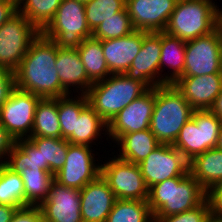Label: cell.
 Segmentation results:
<instances>
[{"mask_svg":"<svg viewBox=\"0 0 222 222\" xmlns=\"http://www.w3.org/2000/svg\"><path fill=\"white\" fill-rule=\"evenodd\" d=\"M216 148L219 150H222V125H221L219 133H218Z\"/></svg>","mask_w":222,"mask_h":222,"instance_id":"cell-45","label":"cell"},{"mask_svg":"<svg viewBox=\"0 0 222 222\" xmlns=\"http://www.w3.org/2000/svg\"><path fill=\"white\" fill-rule=\"evenodd\" d=\"M193 110L173 84L157 86L149 129L161 144L173 145Z\"/></svg>","mask_w":222,"mask_h":222,"instance_id":"cell-3","label":"cell"},{"mask_svg":"<svg viewBox=\"0 0 222 222\" xmlns=\"http://www.w3.org/2000/svg\"><path fill=\"white\" fill-rule=\"evenodd\" d=\"M115 143L121 147L118 158L134 164H139L161 144L150 129L123 134Z\"/></svg>","mask_w":222,"mask_h":222,"instance_id":"cell-24","label":"cell"},{"mask_svg":"<svg viewBox=\"0 0 222 222\" xmlns=\"http://www.w3.org/2000/svg\"><path fill=\"white\" fill-rule=\"evenodd\" d=\"M206 199L210 205L211 216L222 219V183L211 187L206 192Z\"/></svg>","mask_w":222,"mask_h":222,"instance_id":"cell-40","label":"cell"},{"mask_svg":"<svg viewBox=\"0 0 222 222\" xmlns=\"http://www.w3.org/2000/svg\"><path fill=\"white\" fill-rule=\"evenodd\" d=\"M135 31L127 8L104 20L93 32L92 37L99 40L117 39Z\"/></svg>","mask_w":222,"mask_h":222,"instance_id":"cell-35","label":"cell"},{"mask_svg":"<svg viewBox=\"0 0 222 222\" xmlns=\"http://www.w3.org/2000/svg\"><path fill=\"white\" fill-rule=\"evenodd\" d=\"M40 99L38 95L16 88L0 108V125L14 140L31 136L35 109Z\"/></svg>","mask_w":222,"mask_h":222,"instance_id":"cell-11","label":"cell"},{"mask_svg":"<svg viewBox=\"0 0 222 222\" xmlns=\"http://www.w3.org/2000/svg\"><path fill=\"white\" fill-rule=\"evenodd\" d=\"M56 60V43L40 33L14 71L16 88L41 98L67 96L55 67Z\"/></svg>","mask_w":222,"mask_h":222,"instance_id":"cell-1","label":"cell"},{"mask_svg":"<svg viewBox=\"0 0 222 222\" xmlns=\"http://www.w3.org/2000/svg\"><path fill=\"white\" fill-rule=\"evenodd\" d=\"M101 134L107 135V124L88 104L76 118L75 131L66 140L71 144L92 146Z\"/></svg>","mask_w":222,"mask_h":222,"instance_id":"cell-26","label":"cell"},{"mask_svg":"<svg viewBox=\"0 0 222 222\" xmlns=\"http://www.w3.org/2000/svg\"><path fill=\"white\" fill-rule=\"evenodd\" d=\"M155 103V88L133 100L108 124L106 137L116 142L123 134L149 129Z\"/></svg>","mask_w":222,"mask_h":222,"instance_id":"cell-15","label":"cell"},{"mask_svg":"<svg viewBox=\"0 0 222 222\" xmlns=\"http://www.w3.org/2000/svg\"><path fill=\"white\" fill-rule=\"evenodd\" d=\"M0 204L25 207L24 183L18 173L0 164Z\"/></svg>","mask_w":222,"mask_h":222,"instance_id":"cell-33","label":"cell"},{"mask_svg":"<svg viewBox=\"0 0 222 222\" xmlns=\"http://www.w3.org/2000/svg\"><path fill=\"white\" fill-rule=\"evenodd\" d=\"M213 0H177L167 34L187 42L213 32L219 26V7Z\"/></svg>","mask_w":222,"mask_h":222,"instance_id":"cell-5","label":"cell"},{"mask_svg":"<svg viewBox=\"0 0 222 222\" xmlns=\"http://www.w3.org/2000/svg\"><path fill=\"white\" fill-rule=\"evenodd\" d=\"M71 98L69 95L57 98L59 123L61 126L62 138L67 139L74 131L76 118L80 112L89 104L86 95L79 94Z\"/></svg>","mask_w":222,"mask_h":222,"instance_id":"cell-34","label":"cell"},{"mask_svg":"<svg viewBox=\"0 0 222 222\" xmlns=\"http://www.w3.org/2000/svg\"><path fill=\"white\" fill-rule=\"evenodd\" d=\"M77 50L88 78L93 83L111 75L103 54L101 40L93 37L86 38Z\"/></svg>","mask_w":222,"mask_h":222,"instance_id":"cell-27","label":"cell"},{"mask_svg":"<svg viewBox=\"0 0 222 222\" xmlns=\"http://www.w3.org/2000/svg\"><path fill=\"white\" fill-rule=\"evenodd\" d=\"M219 27L222 29V9H219Z\"/></svg>","mask_w":222,"mask_h":222,"instance_id":"cell-46","label":"cell"},{"mask_svg":"<svg viewBox=\"0 0 222 222\" xmlns=\"http://www.w3.org/2000/svg\"><path fill=\"white\" fill-rule=\"evenodd\" d=\"M148 188L173 177H185L189 173V161L170 144H160L139 164Z\"/></svg>","mask_w":222,"mask_h":222,"instance_id":"cell-12","label":"cell"},{"mask_svg":"<svg viewBox=\"0 0 222 222\" xmlns=\"http://www.w3.org/2000/svg\"><path fill=\"white\" fill-rule=\"evenodd\" d=\"M116 197L101 174L80 191V211L83 222H106Z\"/></svg>","mask_w":222,"mask_h":222,"instance_id":"cell-18","label":"cell"},{"mask_svg":"<svg viewBox=\"0 0 222 222\" xmlns=\"http://www.w3.org/2000/svg\"><path fill=\"white\" fill-rule=\"evenodd\" d=\"M18 207L0 204V222H10Z\"/></svg>","mask_w":222,"mask_h":222,"instance_id":"cell-43","label":"cell"},{"mask_svg":"<svg viewBox=\"0 0 222 222\" xmlns=\"http://www.w3.org/2000/svg\"><path fill=\"white\" fill-rule=\"evenodd\" d=\"M173 85L194 110H208L222 89V73L182 76Z\"/></svg>","mask_w":222,"mask_h":222,"instance_id":"cell-19","label":"cell"},{"mask_svg":"<svg viewBox=\"0 0 222 222\" xmlns=\"http://www.w3.org/2000/svg\"><path fill=\"white\" fill-rule=\"evenodd\" d=\"M143 42V31L117 39L102 40L103 54L111 74L125 73L139 53Z\"/></svg>","mask_w":222,"mask_h":222,"instance_id":"cell-20","label":"cell"},{"mask_svg":"<svg viewBox=\"0 0 222 222\" xmlns=\"http://www.w3.org/2000/svg\"><path fill=\"white\" fill-rule=\"evenodd\" d=\"M14 143L15 140L0 125V164H5Z\"/></svg>","mask_w":222,"mask_h":222,"instance_id":"cell-41","label":"cell"},{"mask_svg":"<svg viewBox=\"0 0 222 222\" xmlns=\"http://www.w3.org/2000/svg\"><path fill=\"white\" fill-rule=\"evenodd\" d=\"M189 173L207 192L222 183V150L209 149L189 161Z\"/></svg>","mask_w":222,"mask_h":222,"instance_id":"cell-23","label":"cell"},{"mask_svg":"<svg viewBox=\"0 0 222 222\" xmlns=\"http://www.w3.org/2000/svg\"><path fill=\"white\" fill-rule=\"evenodd\" d=\"M220 121L209 109L193 110L192 118L184 124L173 146L191 161L195 156L216 148Z\"/></svg>","mask_w":222,"mask_h":222,"instance_id":"cell-7","label":"cell"},{"mask_svg":"<svg viewBox=\"0 0 222 222\" xmlns=\"http://www.w3.org/2000/svg\"><path fill=\"white\" fill-rule=\"evenodd\" d=\"M177 0H126L135 30L161 32L166 29Z\"/></svg>","mask_w":222,"mask_h":222,"instance_id":"cell-16","label":"cell"},{"mask_svg":"<svg viewBox=\"0 0 222 222\" xmlns=\"http://www.w3.org/2000/svg\"><path fill=\"white\" fill-rule=\"evenodd\" d=\"M206 199V191L188 173L149 188L148 205L153 217H165L191 210Z\"/></svg>","mask_w":222,"mask_h":222,"instance_id":"cell-2","label":"cell"},{"mask_svg":"<svg viewBox=\"0 0 222 222\" xmlns=\"http://www.w3.org/2000/svg\"><path fill=\"white\" fill-rule=\"evenodd\" d=\"M106 222H154L148 201L117 199Z\"/></svg>","mask_w":222,"mask_h":222,"instance_id":"cell-32","label":"cell"},{"mask_svg":"<svg viewBox=\"0 0 222 222\" xmlns=\"http://www.w3.org/2000/svg\"><path fill=\"white\" fill-rule=\"evenodd\" d=\"M214 73H222V31L219 26L207 35L186 42L182 76Z\"/></svg>","mask_w":222,"mask_h":222,"instance_id":"cell-9","label":"cell"},{"mask_svg":"<svg viewBox=\"0 0 222 222\" xmlns=\"http://www.w3.org/2000/svg\"><path fill=\"white\" fill-rule=\"evenodd\" d=\"M61 48H77L84 39L92 37L84 2L62 0L53 20L41 32Z\"/></svg>","mask_w":222,"mask_h":222,"instance_id":"cell-6","label":"cell"},{"mask_svg":"<svg viewBox=\"0 0 222 222\" xmlns=\"http://www.w3.org/2000/svg\"><path fill=\"white\" fill-rule=\"evenodd\" d=\"M77 1H81V2H88V1H90V0H77Z\"/></svg>","mask_w":222,"mask_h":222,"instance_id":"cell-49","label":"cell"},{"mask_svg":"<svg viewBox=\"0 0 222 222\" xmlns=\"http://www.w3.org/2000/svg\"><path fill=\"white\" fill-rule=\"evenodd\" d=\"M40 32L19 11L0 27V65L15 71Z\"/></svg>","mask_w":222,"mask_h":222,"instance_id":"cell-8","label":"cell"},{"mask_svg":"<svg viewBox=\"0 0 222 222\" xmlns=\"http://www.w3.org/2000/svg\"><path fill=\"white\" fill-rule=\"evenodd\" d=\"M24 183L25 206H40L48 197L54 174L43 169H29L20 173Z\"/></svg>","mask_w":222,"mask_h":222,"instance_id":"cell-28","label":"cell"},{"mask_svg":"<svg viewBox=\"0 0 222 222\" xmlns=\"http://www.w3.org/2000/svg\"><path fill=\"white\" fill-rule=\"evenodd\" d=\"M55 67L57 68L62 89L68 95L71 94L69 87L70 89L75 87L78 94L86 95L93 82L88 78L77 48H61L57 46Z\"/></svg>","mask_w":222,"mask_h":222,"instance_id":"cell-21","label":"cell"},{"mask_svg":"<svg viewBox=\"0 0 222 222\" xmlns=\"http://www.w3.org/2000/svg\"><path fill=\"white\" fill-rule=\"evenodd\" d=\"M10 222H44L40 206H25L18 208Z\"/></svg>","mask_w":222,"mask_h":222,"instance_id":"cell-39","label":"cell"},{"mask_svg":"<svg viewBox=\"0 0 222 222\" xmlns=\"http://www.w3.org/2000/svg\"><path fill=\"white\" fill-rule=\"evenodd\" d=\"M5 1H18V0H0V2H5Z\"/></svg>","mask_w":222,"mask_h":222,"instance_id":"cell-48","label":"cell"},{"mask_svg":"<svg viewBox=\"0 0 222 222\" xmlns=\"http://www.w3.org/2000/svg\"><path fill=\"white\" fill-rule=\"evenodd\" d=\"M84 4L87 24L92 32L104 20L126 8V0H90Z\"/></svg>","mask_w":222,"mask_h":222,"instance_id":"cell-36","label":"cell"},{"mask_svg":"<svg viewBox=\"0 0 222 222\" xmlns=\"http://www.w3.org/2000/svg\"><path fill=\"white\" fill-rule=\"evenodd\" d=\"M101 176L106 180L116 199L147 201L149 188L138 164L121 160L116 155L101 163Z\"/></svg>","mask_w":222,"mask_h":222,"instance_id":"cell-10","label":"cell"},{"mask_svg":"<svg viewBox=\"0 0 222 222\" xmlns=\"http://www.w3.org/2000/svg\"><path fill=\"white\" fill-rule=\"evenodd\" d=\"M91 147L68 142L67 157L63 167L54 174V180L68 188L82 189L101 174V164L96 160Z\"/></svg>","mask_w":222,"mask_h":222,"instance_id":"cell-13","label":"cell"},{"mask_svg":"<svg viewBox=\"0 0 222 222\" xmlns=\"http://www.w3.org/2000/svg\"><path fill=\"white\" fill-rule=\"evenodd\" d=\"M62 0H18V11L41 33L53 20Z\"/></svg>","mask_w":222,"mask_h":222,"instance_id":"cell-31","label":"cell"},{"mask_svg":"<svg viewBox=\"0 0 222 222\" xmlns=\"http://www.w3.org/2000/svg\"><path fill=\"white\" fill-rule=\"evenodd\" d=\"M18 1H5L0 2V27L17 11Z\"/></svg>","mask_w":222,"mask_h":222,"instance_id":"cell-42","label":"cell"},{"mask_svg":"<svg viewBox=\"0 0 222 222\" xmlns=\"http://www.w3.org/2000/svg\"><path fill=\"white\" fill-rule=\"evenodd\" d=\"M211 217L210 205L205 199L197 207L165 217H153L154 222H208Z\"/></svg>","mask_w":222,"mask_h":222,"instance_id":"cell-37","label":"cell"},{"mask_svg":"<svg viewBox=\"0 0 222 222\" xmlns=\"http://www.w3.org/2000/svg\"><path fill=\"white\" fill-rule=\"evenodd\" d=\"M5 165L20 174L27 168L42 169L41 152L27 139H17L13 144Z\"/></svg>","mask_w":222,"mask_h":222,"instance_id":"cell-30","label":"cell"},{"mask_svg":"<svg viewBox=\"0 0 222 222\" xmlns=\"http://www.w3.org/2000/svg\"><path fill=\"white\" fill-rule=\"evenodd\" d=\"M15 89L14 72L0 65V108L9 99Z\"/></svg>","mask_w":222,"mask_h":222,"instance_id":"cell-38","label":"cell"},{"mask_svg":"<svg viewBox=\"0 0 222 222\" xmlns=\"http://www.w3.org/2000/svg\"><path fill=\"white\" fill-rule=\"evenodd\" d=\"M41 152L42 169L56 174L64 165L68 151V141L63 138L29 137Z\"/></svg>","mask_w":222,"mask_h":222,"instance_id":"cell-29","label":"cell"},{"mask_svg":"<svg viewBox=\"0 0 222 222\" xmlns=\"http://www.w3.org/2000/svg\"><path fill=\"white\" fill-rule=\"evenodd\" d=\"M80 189L68 188L55 180L47 199L40 205L44 222H83Z\"/></svg>","mask_w":222,"mask_h":222,"instance_id":"cell-17","label":"cell"},{"mask_svg":"<svg viewBox=\"0 0 222 222\" xmlns=\"http://www.w3.org/2000/svg\"><path fill=\"white\" fill-rule=\"evenodd\" d=\"M161 32L143 31L141 49L125 74L148 89L162 86L160 73Z\"/></svg>","mask_w":222,"mask_h":222,"instance_id":"cell-14","label":"cell"},{"mask_svg":"<svg viewBox=\"0 0 222 222\" xmlns=\"http://www.w3.org/2000/svg\"><path fill=\"white\" fill-rule=\"evenodd\" d=\"M220 121H222V89L215 98L214 104L209 109Z\"/></svg>","mask_w":222,"mask_h":222,"instance_id":"cell-44","label":"cell"},{"mask_svg":"<svg viewBox=\"0 0 222 222\" xmlns=\"http://www.w3.org/2000/svg\"><path fill=\"white\" fill-rule=\"evenodd\" d=\"M149 89L125 73L111 74L108 78L94 82L86 93L89 105L108 124L133 100Z\"/></svg>","mask_w":222,"mask_h":222,"instance_id":"cell-4","label":"cell"},{"mask_svg":"<svg viewBox=\"0 0 222 222\" xmlns=\"http://www.w3.org/2000/svg\"><path fill=\"white\" fill-rule=\"evenodd\" d=\"M30 137L62 138L57 98H41L37 103Z\"/></svg>","mask_w":222,"mask_h":222,"instance_id":"cell-25","label":"cell"},{"mask_svg":"<svg viewBox=\"0 0 222 222\" xmlns=\"http://www.w3.org/2000/svg\"><path fill=\"white\" fill-rule=\"evenodd\" d=\"M185 50V41L161 31L160 72L164 70L165 65L172 69L170 75L168 73L162 75V85L174 84L182 77L185 67Z\"/></svg>","mask_w":222,"mask_h":222,"instance_id":"cell-22","label":"cell"},{"mask_svg":"<svg viewBox=\"0 0 222 222\" xmlns=\"http://www.w3.org/2000/svg\"><path fill=\"white\" fill-rule=\"evenodd\" d=\"M208 222H222V219L215 218V217L211 216L210 219L208 220Z\"/></svg>","mask_w":222,"mask_h":222,"instance_id":"cell-47","label":"cell"}]
</instances>
